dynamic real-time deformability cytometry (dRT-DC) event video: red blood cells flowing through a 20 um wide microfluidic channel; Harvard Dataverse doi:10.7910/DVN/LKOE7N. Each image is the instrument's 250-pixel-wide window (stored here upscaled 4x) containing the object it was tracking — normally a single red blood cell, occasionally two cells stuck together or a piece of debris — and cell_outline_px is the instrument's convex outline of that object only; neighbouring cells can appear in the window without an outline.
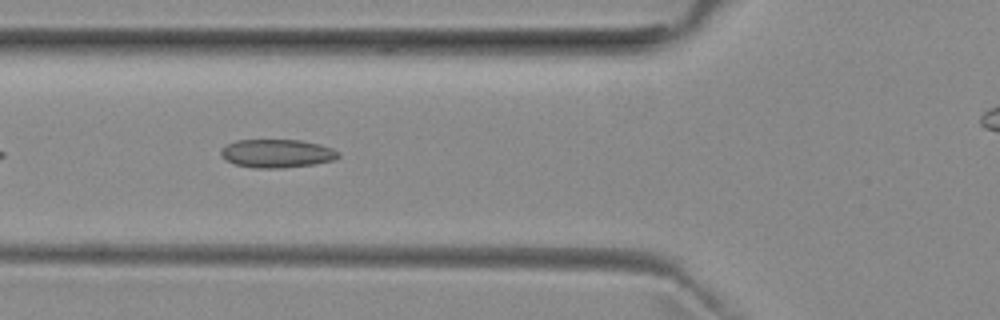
{"species": "common noctule bat (a hibernating species)", "species_latin": "Nyctalus noctula", "temperature_condition": "room temperature", "stored_images_in_passage": 33, "camera_frame_rate_fps": 3000, "um_per_image_px": 0.085, "animal": {"sex": "female", "body_mass_g": 29.2, "forearm_length_mm": 56.3}, "frame": {"image": 1, "passage_image": 6, "time_ms": 1.667, "image_size_px": [1000, 320], "cell_outline_px": [[340, 156], [336, 160], [316, 164], [280, 168], [252, 168], [236, 164], [228, 160], [220, 152], [228, 144], [236, 140], [300, 140], [320, 144], [332, 148], [340, 152]], "centroid_in_image_um": [23.63, 13.04], "position_along_channel_um": 102.2, "area_um2": 19.36}}
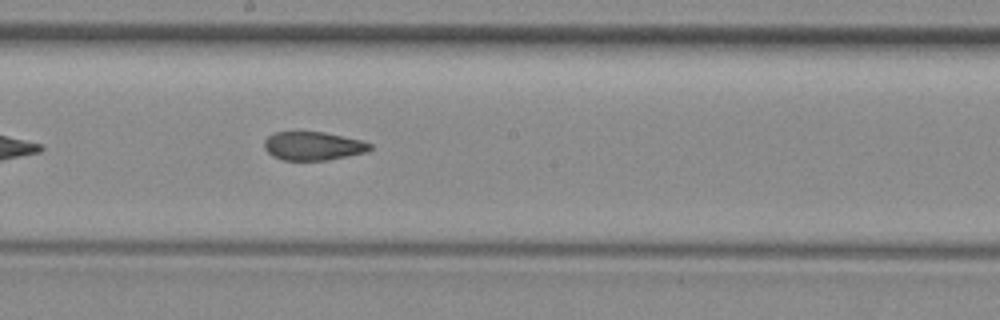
{"frame": {"image": 2, "passage_image": 15, "time_ms": 4.667, "image_size_px": [1000, 320], "cell_outline_px": [[372, 148], [368, 152], [328, 160], [284, 160], [272, 156], [264, 148], [264, 140], [268, 136], [276, 132], [324, 132], [360, 140], [372, 144]], "centroid_in_image_um": [26.62, 12.41], "position_along_channel_um": 221.6, "area_um2": 17.57}}
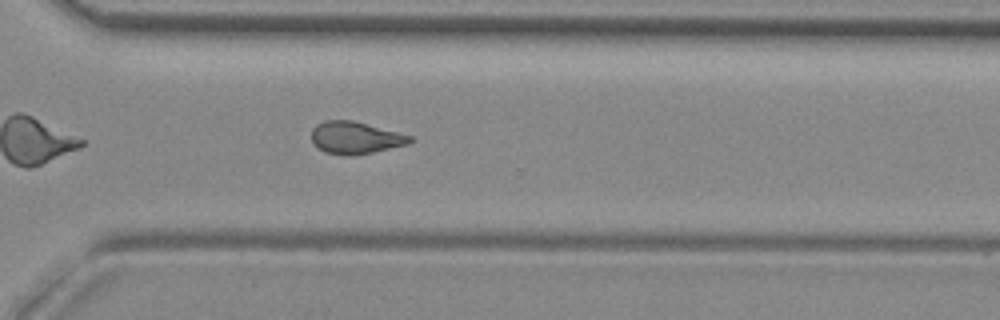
{"frame": {"image": 3, "passage_image": 24, "time_ms": 7.667, "image_size_px": [1000, 320], "cell_outline_px": [[412, 140], [408, 144], [372, 152], [352, 156], [348, 156], [324, 152], [316, 148], [312, 144], [312, 128], [316, 124], [324, 120], [352, 120], [412, 136]], "centroid_in_image_um": [30.14, 11.71], "position_along_channel_um": 340.5, "area_um2": 18.5}, "authors_computed_cell_mechanics": {"area_um2": 18.7272, "velocity_mm_per_s": 3.9775, "shape_relaxation_time_tau1_ms": null, "shape_relaxation_time_tau2_ms": 3.6516, "deformation_change_tau1": null, "deformation_change_tau2": 0.0858}}